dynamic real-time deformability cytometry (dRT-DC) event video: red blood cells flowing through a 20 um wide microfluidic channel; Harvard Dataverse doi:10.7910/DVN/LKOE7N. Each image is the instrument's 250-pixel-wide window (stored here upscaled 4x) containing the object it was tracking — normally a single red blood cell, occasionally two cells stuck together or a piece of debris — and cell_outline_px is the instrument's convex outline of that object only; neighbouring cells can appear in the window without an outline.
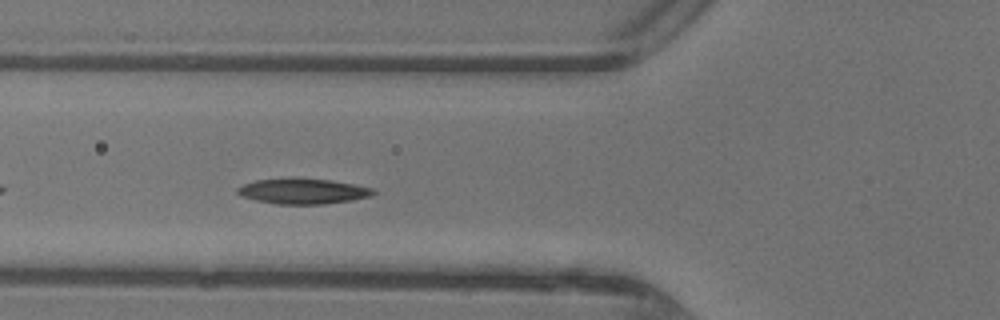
{"species": "common noctule bat (a hibernating species)", "species_latin": "Nyctalus noctula", "temperature_condition": "warm", "stored_images_in_passage": 27, "camera_frame_rate_fps": 3000, "um_per_image_px": 0.085, "animal": {"sex": "female"}, "frame": {"image": 1, "passage_image": 5, "time_ms": 1.333, "image_size_px": [1000, 320], "cell_outline_px": [[376, 192], [372, 196], [352, 200], [324, 204], [276, 204], [256, 200], [240, 196], [236, 192], [236, 188], [244, 184], [256, 180], [296, 176], [332, 180], [372, 188]], "centroid_in_image_um": [25.72, 16.23], "position_along_channel_um": 100.1, "area_um2": 20.58}}
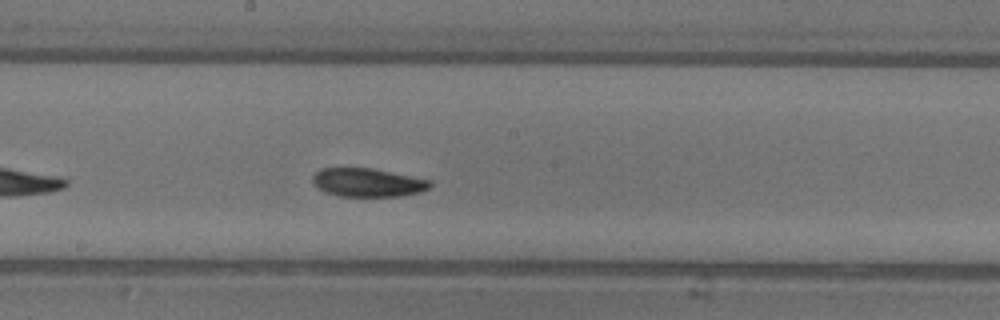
{"frame": {"image": 2, "passage_image": 13, "time_ms": 4.0, "image_size_px": [1000, 320], "cell_outline_px": [[432, 184], [428, 188], [420, 192], [400, 196], [340, 196], [328, 192], [312, 184], [312, 176], [320, 168], [372, 168], [432, 180]], "centroid_in_image_um": [31.26, 15.5], "position_along_channel_um": 216.9, "area_um2": 19.42}}
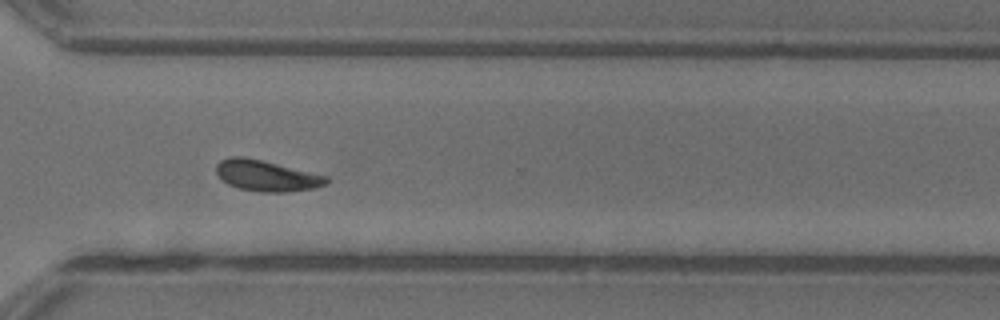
{"frame": {"image": 3, "passage_image": 22, "time_ms": 7.0, "image_size_px": [1000, 320], "cell_outline_px": [[332, 180], [328, 184], [316, 188], [288, 192], [260, 192], [240, 188], [228, 184], [216, 172], [216, 164], [220, 160], [232, 156], [244, 156], [328, 176]], "centroid_in_image_um": [22.71, 14.94], "position_along_channel_um": 347.9, "area_um2": 19.88}, "authors_computed_cell_mechanics": {"area_um2": 19.8832, "velocity_mm_per_s": 4.3696, "shape_relaxation_time_tau1_ms": 3.0883, "shape_relaxation_time_tau2_ms": 6.8182, "deformation_change_tau1": 0.127, "deformation_change_tau2": 0.1359}}